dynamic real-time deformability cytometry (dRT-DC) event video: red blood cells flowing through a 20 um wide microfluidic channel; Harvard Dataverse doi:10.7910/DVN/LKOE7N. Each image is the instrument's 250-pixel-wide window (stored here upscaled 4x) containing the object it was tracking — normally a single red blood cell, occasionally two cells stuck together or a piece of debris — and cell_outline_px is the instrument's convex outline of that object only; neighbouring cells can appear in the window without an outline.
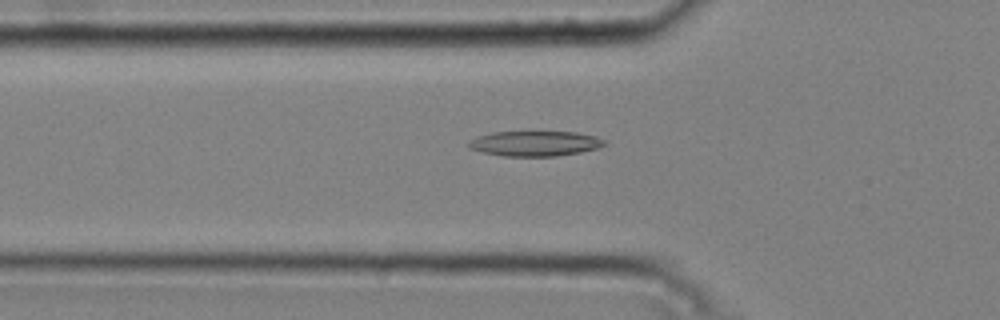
{"species": "common noctule bat (a hibernating species)", "species_latin": "Nyctalus noctula", "temperature_condition": "cold", "stored_images_in_passage": 33, "camera_frame_rate_fps": 3000, "um_per_image_px": 0.085, "animal": {"sex": "male", "body_mass_g": 20.4}, "frame": {"image": 1, "passage_image": 2, "time_ms": 0.333, "image_size_px": [1000, 320], "cell_outline_px": [[608, 144], [596, 148], [580, 152], [556, 156], [504, 156], [484, 152], [468, 148], [468, 140], [476, 136], [492, 132], [576, 132], [596, 136], [604, 140]], "centroid_in_image_um": [45.45, 12.19], "position_along_channel_um": 80.4, "area_um2": 19.88}}
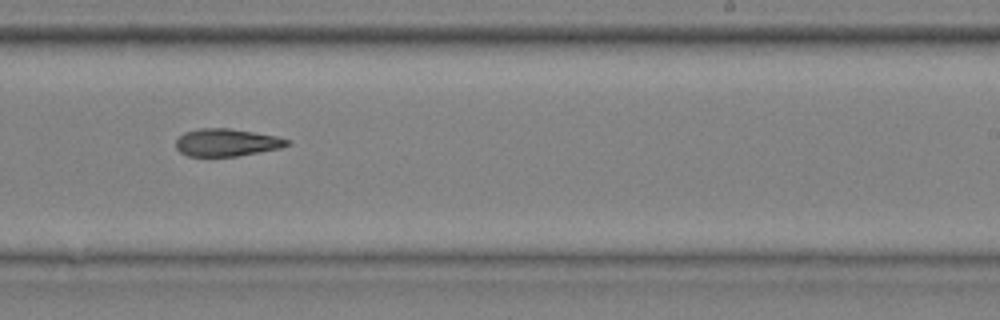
{"frame": {"image": 2, "passage_image": 17, "time_ms": 5.333, "image_size_px": [1000, 320], "cell_outline_px": [[292, 144], [280, 148], [236, 156], [188, 156], [180, 152], [176, 148], [176, 140], [184, 132], [200, 128], [232, 128], [276, 136], [292, 140]], "centroid_in_image_um": [19.29, 12.1], "position_along_channel_um": 269.7, "area_um2": 17.92}}
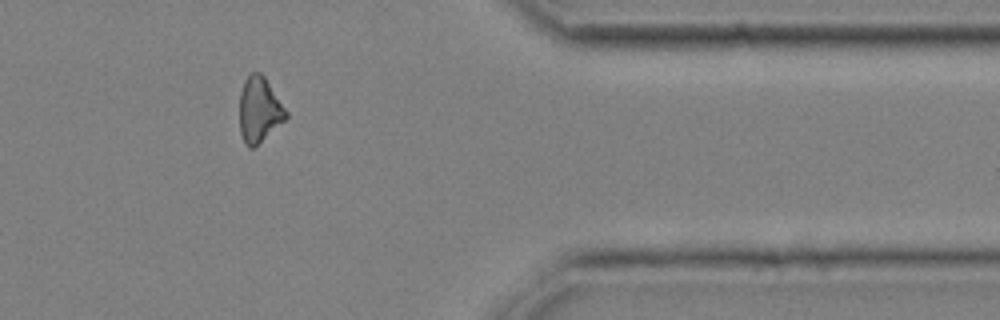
{"frame": {"image": 3, "passage_image": 28, "time_ms": 9.0, "image_size_px": [1000, 320], "cell_outline_px": [[288, 116], [284, 120], [252, 148], [248, 148], [240, 132], [240, 92], [244, 80], [252, 72], [260, 72], [264, 76], [288, 112]], "centroid_in_image_um": [22.02, 9.29], "position_along_channel_um": 389.4, "area_um2": 17.28}, "authors_computed_cell_mechanics": {"area_um2": 18.1492, "velocity_mm_per_s": 3.7856, "shape_relaxation_time_tau1_ms": null, "shape_relaxation_time_tau2_ms": 10.2821, "deformation_change_tau1": null, "deformation_change_tau2": 0.2148}}